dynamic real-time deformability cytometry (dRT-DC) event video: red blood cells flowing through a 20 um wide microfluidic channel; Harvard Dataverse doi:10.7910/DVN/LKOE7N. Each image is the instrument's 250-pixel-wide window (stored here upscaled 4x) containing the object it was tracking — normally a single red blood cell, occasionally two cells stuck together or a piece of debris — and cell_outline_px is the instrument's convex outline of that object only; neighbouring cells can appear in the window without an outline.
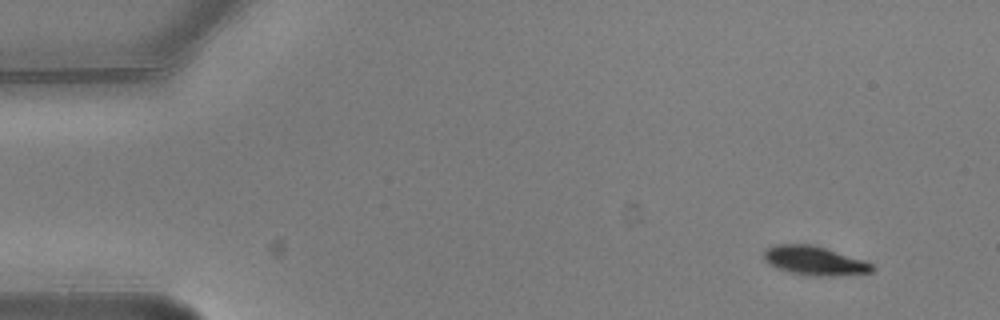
{"species": "common noctule bat (a hibernating species)", "species_latin": "Nyctalus noctula", "temperature_condition": "warm", "stored_images_in_passage": 2, "camera_frame_rate_fps": 3000, "um_per_image_px": 0.085, "animal": {"sex": "male", "body_mass_g": 20.5, "forearm_length_mm": 52.5}, "frame": {"image": 1, "passage_image": 2, "time_ms": 0.333, "image_size_px": [1000, 320], "cell_outline_px": [[876, 268], [872, 272], [828, 276], [812, 276], [792, 272], [776, 268], [768, 264], [764, 260], [764, 248], [776, 244], [812, 244], [864, 260], [872, 264]], "centroid_in_image_um": [69.2, 22.15], "position_along_channel_um": 15.8, "area_um2": 18.26}}